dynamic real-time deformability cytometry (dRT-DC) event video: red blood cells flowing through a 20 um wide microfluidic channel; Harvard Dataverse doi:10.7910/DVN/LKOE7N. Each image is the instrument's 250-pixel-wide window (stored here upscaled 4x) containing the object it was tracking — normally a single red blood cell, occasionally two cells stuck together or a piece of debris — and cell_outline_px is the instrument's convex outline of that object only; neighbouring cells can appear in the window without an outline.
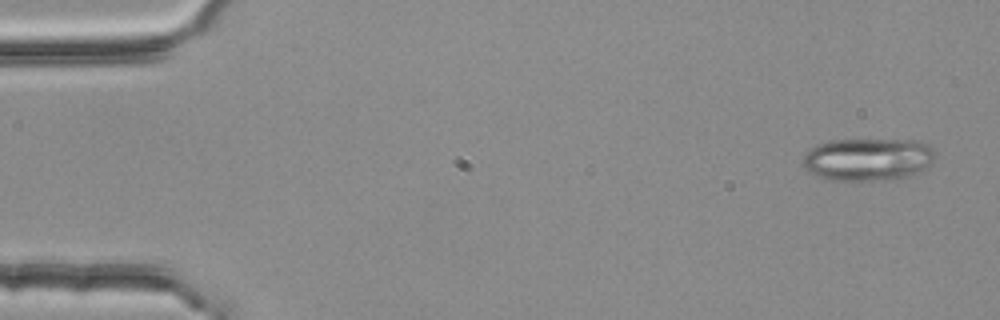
{"species": "common noctule bat (a hibernating species)", "species_latin": "Nyctalus noctula", "temperature_condition": "room temperature", "stored_images_in_passage": 3, "camera_frame_rate_fps": 3000, "um_per_image_px": 0.085, "animal": {"sex": "female", "body_mass_g": 25.1}, "frame": {"image": 1, "passage_image": 1, "time_ms": 0.0, "image_size_px": [1000, 320], "cell_outline_px": [[936, 156], [924, 168], [912, 176], [884, 180], [824, 180], [808, 172], [804, 168], [804, 156], [816, 144], [828, 140], [920, 140], [928, 144], [936, 152]], "centroid_in_image_um": [73.77, 13.54], "position_along_channel_um": 11.2, "area_um2": 33.12}}